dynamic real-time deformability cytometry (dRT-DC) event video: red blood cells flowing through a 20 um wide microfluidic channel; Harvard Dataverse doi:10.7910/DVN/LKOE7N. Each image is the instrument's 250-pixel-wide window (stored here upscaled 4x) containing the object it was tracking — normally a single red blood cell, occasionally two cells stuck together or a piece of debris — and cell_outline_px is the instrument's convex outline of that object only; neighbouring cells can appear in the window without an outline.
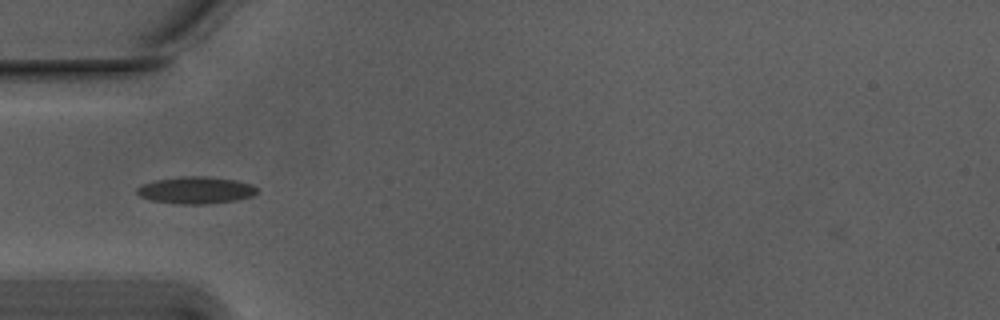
{"species": "Egyptian fruit bat (a non-hibernating species)", "species_latin": "Rousettus aegyptiacus", "temperature_condition": "warm", "stored_images_in_passage": 32, "camera_frame_rate_fps": 3000, "um_per_image_px": 0.085, "animal": {"sex": "male"}, "frame": {"image": 1, "passage_image": 2, "time_ms": 0.333, "image_size_px": [1000, 320], "cell_outline_px": [[256, 192], [252, 196], [236, 200], [212, 204], [180, 204], [148, 200], [140, 196], [136, 192], [136, 188], [144, 184], [156, 180], [180, 176], [204, 176], [236, 180], [252, 184], [256, 188]], "centroid_in_image_um": [16.63, 16.17], "position_along_channel_um": 68.4, "area_um2": 18.96}}
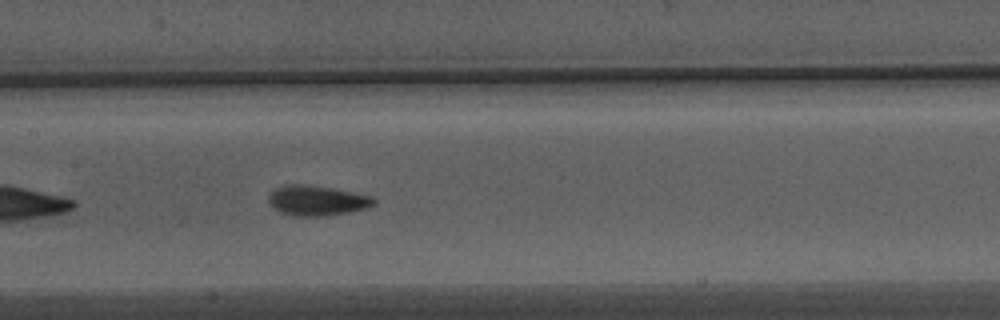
{"frame": {"image": 2, "passage_image": 11, "time_ms": 3.333, "image_size_px": [1000, 320], "cell_outline_px": [[376, 200], [368, 208], [348, 212], [324, 216], [292, 216], [280, 212], [272, 208], [268, 200], [268, 196], [276, 188], [288, 184], [304, 184], [352, 192], [372, 196]], "centroid_in_image_um": [26.9, 17.06], "position_along_channel_um": 180.5, "area_um2": 18.32}}
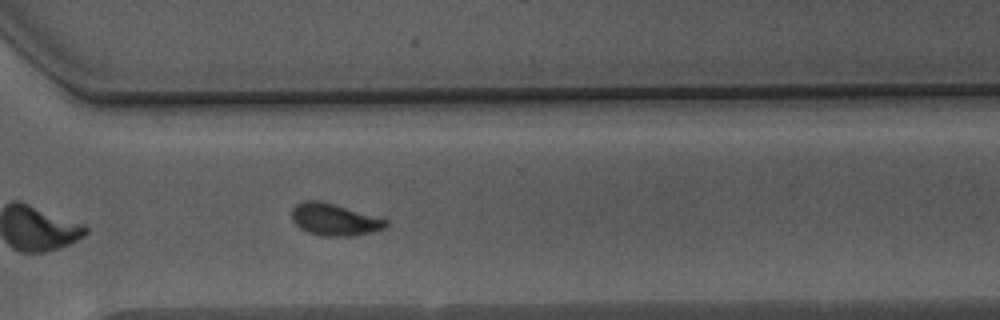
{"frame": {"image": 3, "passage_image": 24, "time_ms": 7.667, "image_size_px": [1000, 320], "cell_outline_px": [[388, 224], [384, 228], [372, 232], [352, 236], [324, 236], [308, 232], [300, 228], [292, 220], [292, 208], [296, 204], [304, 200], [320, 200], [388, 220]], "centroid_in_image_um": [28.4, 18.66], "position_along_channel_um": 342.2, "area_um2": 17.4}, "authors_computed_cell_mechanics": {"area_um2": 17.3689, "velocity_mm_per_s": 3.7354, "shape_relaxation_time_tau1_ms": 3.9106, "shape_relaxation_time_tau2_ms": 1.5668, "deformation_change_tau1": 0.1405, "deformation_change_tau2": 0.0787}}